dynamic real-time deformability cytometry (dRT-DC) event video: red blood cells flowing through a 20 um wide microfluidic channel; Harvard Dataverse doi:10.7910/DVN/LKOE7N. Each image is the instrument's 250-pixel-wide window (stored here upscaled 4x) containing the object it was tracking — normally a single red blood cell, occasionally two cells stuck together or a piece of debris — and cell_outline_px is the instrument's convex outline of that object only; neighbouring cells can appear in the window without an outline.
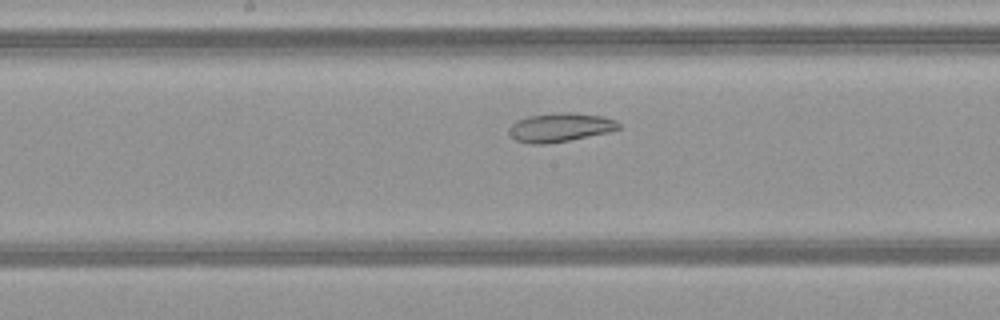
{"species": "common noctule bat (a hibernating species)", "species_latin": "Nyctalus noctula", "temperature_condition": "warm", "stored_images_in_passage": 44, "camera_frame_rate_fps": 3000, "um_per_image_px": 0.085, "animal": {"sex": "female", "body_mass_g": 21.9}, "frame": {"image": 1, "passage_image": 21, "time_ms": 6.667, "image_size_px": [1000, 320], "cell_outline_px": [[620, 128], [608, 132], [548, 144], [532, 144], [516, 140], [508, 132], [508, 128], [516, 120], [528, 116], [560, 112], [572, 112], [604, 116], [616, 120], [620, 124]], "centroid_in_image_um": [47.61, 10.82], "position_along_channel_um": 200.6, "area_um2": 18.44}}
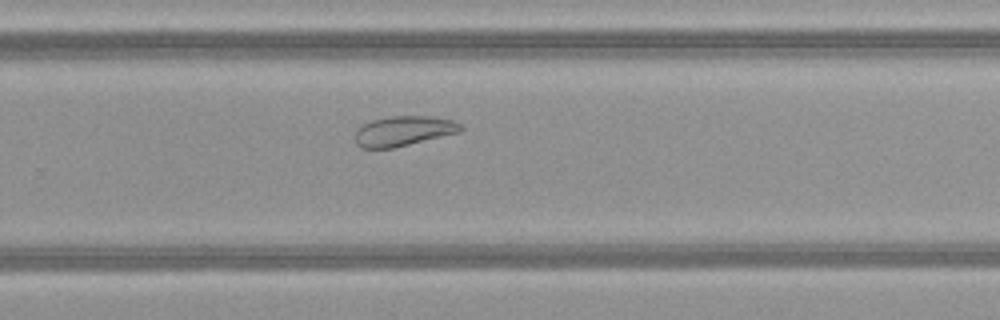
{"frame": {"image": 2, "passage_image": 28, "time_ms": 9.0, "image_size_px": [1000, 320], "cell_outline_px": [[464, 128], [460, 132], [392, 148], [360, 148], [356, 144], [356, 132], [364, 124], [372, 120], [392, 116], [432, 116], [452, 120], [460, 124]], "centroid_in_image_um": [34.32, 11.13], "position_along_channel_um": 295.5, "area_um2": 18.21}}
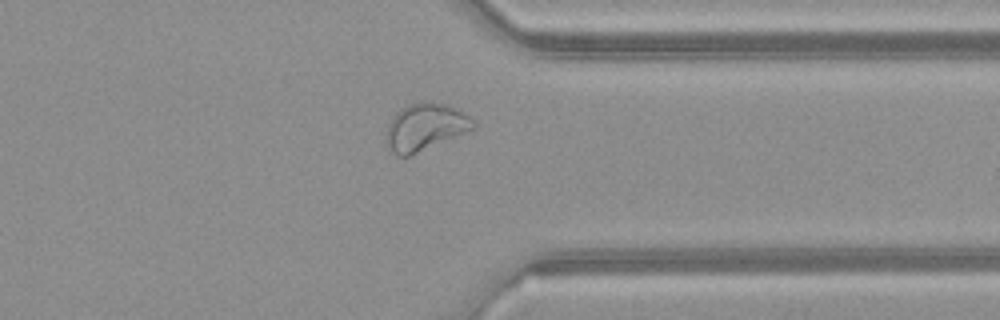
{"frame": {"image": 3, "passage_image": 34, "time_ms": 11.0, "image_size_px": [1000, 320], "cell_outline_px": [[476, 128], [408, 156], [396, 156], [392, 152], [388, 144], [388, 124], [392, 116], [400, 108], [408, 104], [420, 100], [432, 100], [456, 108], [468, 116], [476, 124]], "centroid_in_image_um": [36.14, 10.75], "position_along_channel_um": 375.3, "area_um2": 23.76}}